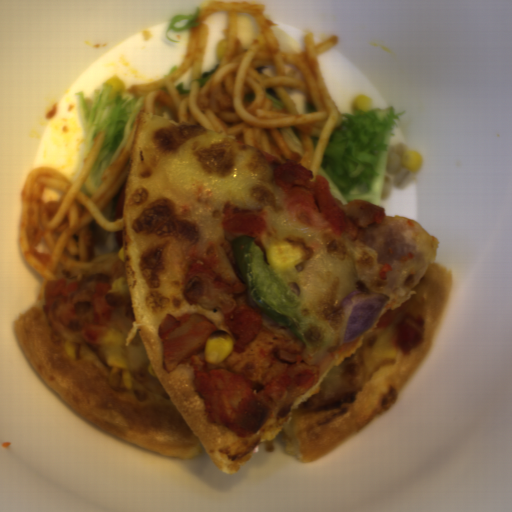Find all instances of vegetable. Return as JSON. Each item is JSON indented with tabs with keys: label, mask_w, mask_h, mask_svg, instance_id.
Listing matches in <instances>:
<instances>
[{
	"label": "vegetable",
	"mask_w": 512,
	"mask_h": 512,
	"mask_svg": "<svg viewBox=\"0 0 512 512\" xmlns=\"http://www.w3.org/2000/svg\"><path fill=\"white\" fill-rule=\"evenodd\" d=\"M342 117L316 175L329 182L330 194L342 205L367 201L379 207L398 112L390 106L369 107L368 112L342 113Z\"/></svg>",
	"instance_id": "add77e79"
},
{
	"label": "vegetable",
	"mask_w": 512,
	"mask_h": 512,
	"mask_svg": "<svg viewBox=\"0 0 512 512\" xmlns=\"http://www.w3.org/2000/svg\"><path fill=\"white\" fill-rule=\"evenodd\" d=\"M74 97L82 126L84 163L98 133H104L103 144L81 186L91 196L135 132L144 97L135 95L114 76L95 90L80 89Z\"/></svg>",
	"instance_id": "ea0f7189"
},
{
	"label": "vegetable",
	"mask_w": 512,
	"mask_h": 512,
	"mask_svg": "<svg viewBox=\"0 0 512 512\" xmlns=\"http://www.w3.org/2000/svg\"><path fill=\"white\" fill-rule=\"evenodd\" d=\"M201 10L202 8H197L194 11H179L169 20V30H187L189 32L190 27L196 26Z\"/></svg>",
	"instance_id": "f7b5029e"
}]
</instances>
